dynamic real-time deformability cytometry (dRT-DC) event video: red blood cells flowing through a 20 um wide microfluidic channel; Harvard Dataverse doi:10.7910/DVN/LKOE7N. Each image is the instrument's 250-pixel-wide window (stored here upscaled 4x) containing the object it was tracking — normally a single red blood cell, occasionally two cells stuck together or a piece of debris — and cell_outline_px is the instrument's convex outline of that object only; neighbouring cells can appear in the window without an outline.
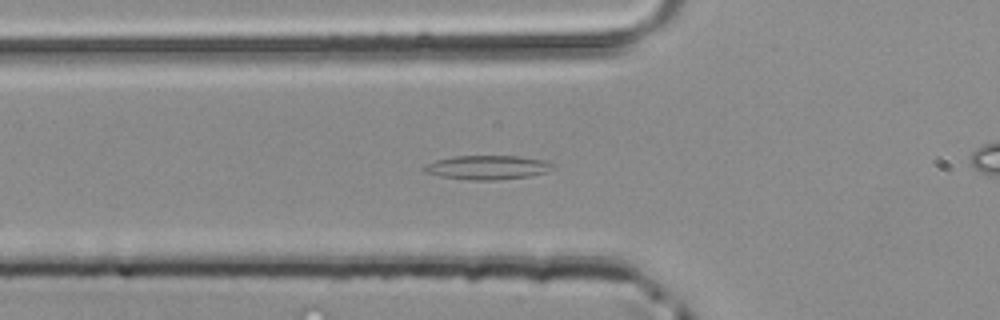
{"species": "common noctule bat (a hibernating species)", "species_latin": "Nyctalus noctula", "temperature_condition": "room temperature", "stored_images_in_passage": 50, "camera_frame_rate_fps": 3000, "um_per_image_px": 0.085, "animal": {"sex": "male", "body_mass_g": 20.4}, "frame": {"image": 1, "passage_image": 17, "time_ms": 5.333, "image_size_px": [1000, 320], "cell_outline_px": [[556, 164], [552, 168], [544, 172], [532, 176], [496, 180], [472, 180], [440, 176], [424, 172], [420, 168], [424, 164], [436, 160], [452, 156], [516, 156], [544, 160]], "centroid_in_image_um": [41.39, 14.23], "position_along_channel_um": 84.4, "area_um2": 18.15}}
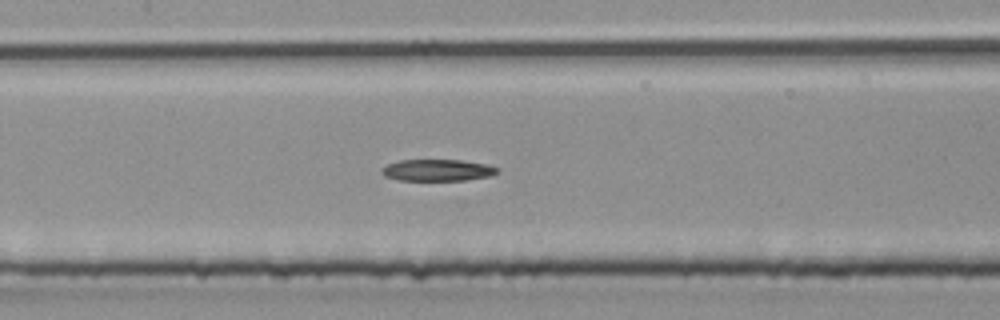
{"frame": {"image": 2, "passage_image": 23, "time_ms": 7.333, "image_size_px": [1000, 320], "cell_outline_px": [[496, 172], [492, 176], [464, 180], [400, 180], [384, 176], [384, 168], [388, 164], [396, 160], [460, 160], [488, 164], [496, 168]], "centroid_in_image_um": [37.2, 14.46], "position_along_channel_um": 170.2, "area_um2": 14.33}}
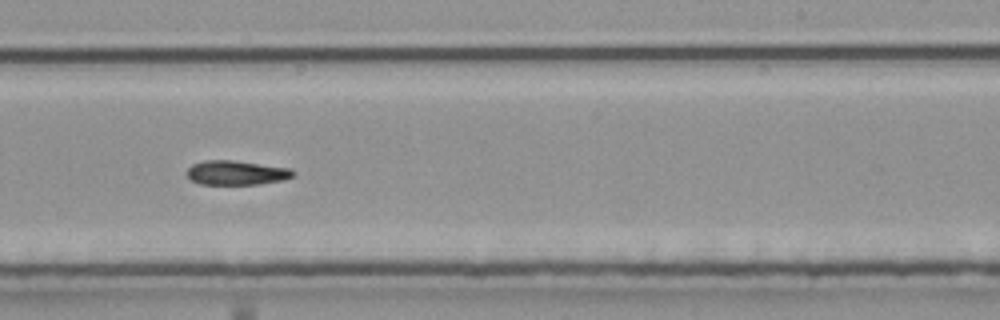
{"frame": {"image": 3, "passage_image": 30, "time_ms": 9.667, "image_size_px": [1000, 320], "cell_outline_px": [[296, 176], [284, 180], [260, 184], [200, 184], [192, 180], [184, 172], [192, 164], [204, 160], [232, 160], [292, 168], [296, 172]], "centroid_in_image_um": [20.13, 14.68], "position_along_channel_um": 268.9, "area_um2": 15.32}}